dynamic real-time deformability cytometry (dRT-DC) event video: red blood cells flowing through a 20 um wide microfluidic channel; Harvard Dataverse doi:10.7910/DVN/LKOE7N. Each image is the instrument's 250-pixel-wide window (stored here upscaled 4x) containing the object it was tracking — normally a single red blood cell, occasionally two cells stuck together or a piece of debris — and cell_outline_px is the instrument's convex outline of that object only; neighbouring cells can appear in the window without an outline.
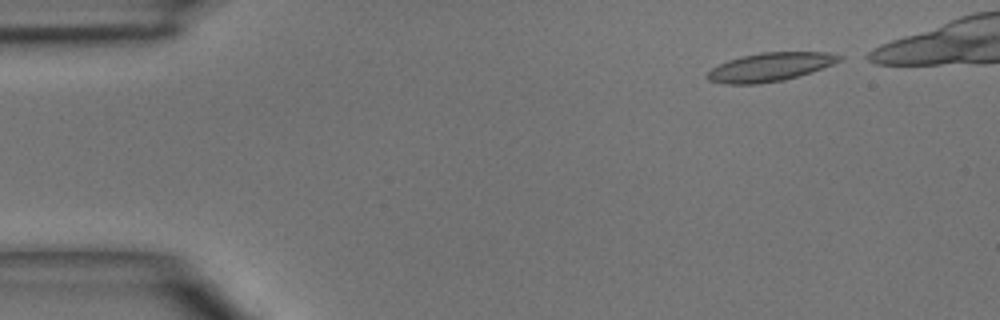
{"species": "common noctule bat (a hibernating species)", "species_latin": "Nyctalus noctula", "temperature_condition": "room temperature", "stored_images_in_passage": 4, "camera_frame_rate_fps": 3000, "um_per_image_px": 0.085, "animal": {"sex": "male", "body_mass_g": 15.6}, "frame": {"image": 1, "passage_image": 1, "time_ms": 0.0, "image_size_px": [1000, 320], "cell_outline_px": [[844, 60], [784, 80], [760, 84], [724, 84], [708, 80], [708, 72], [712, 68], [728, 60], [760, 52], [828, 52], [844, 56]], "centroid_in_image_um": [65.47, 5.69], "position_along_channel_um": 19.5, "area_um2": 21.73}}